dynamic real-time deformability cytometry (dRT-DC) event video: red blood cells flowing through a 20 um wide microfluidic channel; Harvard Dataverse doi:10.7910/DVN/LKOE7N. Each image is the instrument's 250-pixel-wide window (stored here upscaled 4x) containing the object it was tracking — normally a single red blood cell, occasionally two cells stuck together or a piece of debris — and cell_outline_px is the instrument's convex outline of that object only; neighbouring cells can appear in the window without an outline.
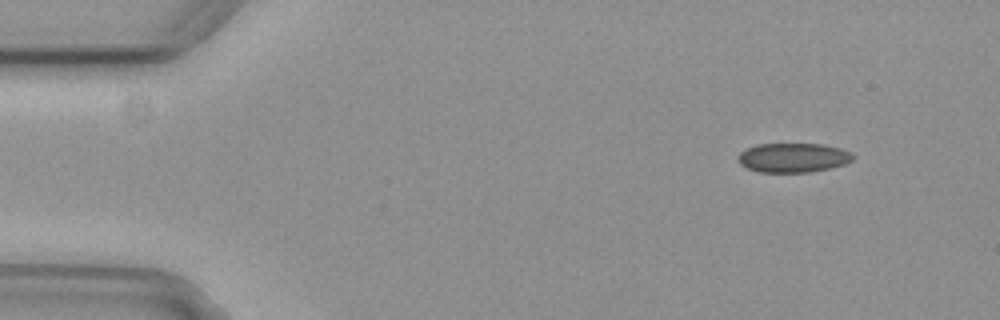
{"species": "common noctule bat (a hibernating species)", "species_latin": "Nyctalus noctula", "temperature_condition": "cold", "stored_images_in_passage": 7, "camera_frame_rate_fps": 3000, "um_per_image_px": 0.085, "animal": {"sex": "female", "body_mass_g": 29.2, "forearm_length_mm": 56.3}, "frame": {"image": 1, "passage_image": 2, "time_ms": 0.333, "image_size_px": [1000, 320], "cell_outline_px": [[856, 156], [852, 160], [844, 164], [828, 168], [808, 172], [760, 172], [748, 168], [740, 164], [736, 160], [736, 156], [740, 152], [756, 144], [824, 144], [840, 148], [852, 152]], "centroid_in_image_um": [67.41, 13.39], "position_along_channel_um": 17.6, "area_um2": 19.71}}